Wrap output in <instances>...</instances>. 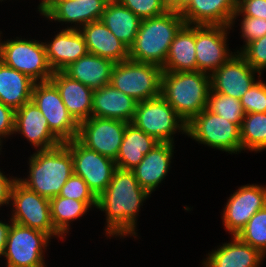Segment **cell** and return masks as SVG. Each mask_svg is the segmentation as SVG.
Returning a JSON list of instances; mask_svg holds the SVG:
<instances>
[{"label": "cell", "instance_id": "obj_7", "mask_svg": "<svg viewBox=\"0 0 266 267\" xmlns=\"http://www.w3.org/2000/svg\"><path fill=\"white\" fill-rule=\"evenodd\" d=\"M0 52L4 65L23 73L35 83L50 81L53 70L49 66L43 42L19 37L11 41L0 40Z\"/></svg>", "mask_w": 266, "mask_h": 267}, {"label": "cell", "instance_id": "obj_23", "mask_svg": "<svg viewBox=\"0 0 266 267\" xmlns=\"http://www.w3.org/2000/svg\"><path fill=\"white\" fill-rule=\"evenodd\" d=\"M84 37L88 53L119 63L129 59V48L99 20L79 29Z\"/></svg>", "mask_w": 266, "mask_h": 267}, {"label": "cell", "instance_id": "obj_26", "mask_svg": "<svg viewBox=\"0 0 266 267\" xmlns=\"http://www.w3.org/2000/svg\"><path fill=\"white\" fill-rule=\"evenodd\" d=\"M114 62L110 59L87 53L66 67L63 72L92 90L109 85Z\"/></svg>", "mask_w": 266, "mask_h": 267}, {"label": "cell", "instance_id": "obj_28", "mask_svg": "<svg viewBox=\"0 0 266 267\" xmlns=\"http://www.w3.org/2000/svg\"><path fill=\"white\" fill-rule=\"evenodd\" d=\"M195 25H184L174 37L162 71H197Z\"/></svg>", "mask_w": 266, "mask_h": 267}, {"label": "cell", "instance_id": "obj_31", "mask_svg": "<svg viewBox=\"0 0 266 267\" xmlns=\"http://www.w3.org/2000/svg\"><path fill=\"white\" fill-rule=\"evenodd\" d=\"M97 208V201H79L71 198L56 196L50 199V212L53 227L63 237L68 233L70 223Z\"/></svg>", "mask_w": 266, "mask_h": 267}, {"label": "cell", "instance_id": "obj_24", "mask_svg": "<svg viewBox=\"0 0 266 267\" xmlns=\"http://www.w3.org/2000/svg\"><path fill=\"white\" fill-rule=\"evenodd\" d=\"M237 0H192L181 13L186 25H222L230 27Z\"/></svg>", "mask_w": 266, "mask_h": 267}, {"label": "cell", "instance_id": "obj_6", "mask_svg": "<svg viewBox=\"0 0 266 267\" xmlns=\"http://www.w3.org/2000/svg\"><path fill=\"white\" fill-rule=\"evenodd\" d=\"M132 124L160 143L174 144L172 135L178 130L187 134L186 122L161 95L137 102Z\"/></svg>", "mask_w": 266, "mask_h": 267}, {"label": "cell", "instance_id": "obj_21", "mask_svg": "<svg viewBox=\"0 0 266 267\" xmlns=\"http://www.w3.org/2000/svg\"><path fill=\"white\" fill-rule=\"evenodd\" d=\"M174 149L173 143H159L131 170L138 184L150 194L167 176Z\"/></svg>", "mask_w": 266, "mask_h": 267}, {"label": "cell", "instance_id": "obj_19", "mask_svg": "<svg viewBox=\"0 0 266 267\" xmlns=\"http://www.w3.org/2000/svg\"><path fill=\"white\" fill-rule=\"evenodd\" d=\"M43 43L49 66L53 72L63 71L88 53L84 37L79 29H62L51 42Z\"/></svg>", "mask_w": 266, "mask_h": 267}, {"label": "cell", "instance_id": "obj_40", "mask_svg": "<svg viewBox=\"0 0 266 267\" xmlns=\"http://www.w3.org/2000/svg\"><path fill=\"white\" fill-rule=\"evenodd\" d=\"M239 15L266 19V0H237V10L230 27L234 26Z\"/></svg>", "mask_w": 266, "mask_h": 267}, {"label": "cell", "instance_id": "obj_2", "mask_svg": "<svg viewBox=\"0 0 266 267\" xmlns=\"http://www.w3.org/2000/svg\"><path fill=\"white\" fill-rule=\"evenodd\" d=\"M184 25L181 14L171 10L141 20L136 38L129 47V60L162 68L174 37Z\"/></svg>", "mask_w": 266, "mask_h": 267}, {"label": "cell", "instance_id": "obj_25", "mask_svg": "<svg viewBox=\"0 0 266 267\" xmlns=\"http://www.w3.org/2000/svg\"><path fill=\"white\" fill-rule=\"evenodd\" d=\"M265 257L259 250L232 236V241L208 253L204 267H259Z\"/></svg>", "mask_w": 266, "mask_h": 267}, {"label": "cell", "instance_id": "obj_18", "mask_svg": "<svg viewBox=\"0 0 266 267\" xmlns=\"http://www.w3.org/2000/svg\"><path fill=\"white\" fill-rule=\"evenodd\" d=\"M110 0H56L43 14L50 21L75 24L67 29H80L88 23L101 20ZM79 25V26H78ZM78 26V27H77Z\"/></svg>", "mask_w": 266, "mask_h": 267}, {"label": "cell", "instance_id": "obj_37", "mask_svg": "<svg viewBox=\"0 0 266 267\" xmlns=\"http://www.w3.org/2000/svg\"><path fill=\"white\" fill-rule=\"evenodd\" d=\"M239 53L261 74L266 69V35L248 43Z\"/></svg>", "mask_w": 266, "mask_h": 267}, {"label": "cell", "instance_id": "obj_3", "mask_svg": "<svg viewBox=\"0 0 266 267\" xmlns=\"http://www.w3.org/2000/svg\"><path fill=\"white\" fill-rule=\"evenodd\" d=\"M210 75L200 71H162L160 95L188 124L207 108Z\"/></svg>", "mask_w": 266, "mask_h": 267}, {"label": "cell", "instance_id": "obj_42", "mask_svg": "<svg viewBox=\"0 0 266 267\" xmlns=\"http://www.w3.org/2000/svg\"><path fill=\"white\" fill-rule=\"evenodd\" d=\"M17 179V177L7 178L6 175L0 171V207L10 203L11 190Z\"/></svg>", "mask_w": 266, "mask_h": 267}, {"label": "cell", "instance_id": "obj_47", "mask_svg": "<svg viewBox=\"0 0 266 267\" xmlns=\"http://www.w3.org/2000/svg\"><path fill=\"white\" fill-rule=\"evenodd\" d=\"M3 139L0 138V151H1V146H2V141Z\"/></svg>", "mask_w": 266, "mask_h": 267}, {"label": "cell", "instance_id": "obj_12", "mask_svg": "<svg viewBox=\"0 0 266 267\" xmlns=\"http://www.w3.org/2000/svg\"><path fill=\"white\" fill-rule=\"evenodd\" d=\"M63 144L72 155L73 174L81 177L98 197L108 187L117 169L115 160L86 148L77 139Z\"/></svg>", "mask_w": 266, "mask_h": 267}, {"label": "cell", "instance_id": "obj_36", "mask_svg": "<svg viewBox=\"0 0 266 267\" xmlns=\"http://www.w3.org/2000/svg\"><path fill=\"white\" fill-rule=\"evenodd\" d=\"M241 105L248 113H266V83L258 78L241 97Z\"/></svg>", "mask_w": 266, "mask_h": 267}, {"label": "cell", "instance_id": "obj_34", "mask_svg": "<svg viewBox=\"0 0 266 267\" xmlns=\"http://www.w3.org/2000/svg\"><path fill=\"white\" fill-rule=\"evenodd\" d=\"M237 237L266 255V206L249 219Z\"/></svg>", "mask_w": 266, "mask_h": 267}, {"label": "cell", "instance_id": "obj_8", "mask_svg": "<svg viewBox=\"0 0 266 267\" xmlns=\"http://www.w3.org/2000/svg\"><path fill=\"white\" fill-rule=\"evenodd\" d=\"M186 135L201 144L229 154L242 151L240 127L207 108L187 124Z\"/></svg>", "mask_w": 266, "mask_h": 267}, {"label": "cell", "instance_id": "obj_20", "mask_svg": "<svg viewBox=\"0 0 266 267\" xmlns=\"http://www.w3.org/2000/svg\"><path fill=\"white\" fill-rule=\"evenodd\" d=\"M50 81L58 89L68 113L79 124L92 116L93 90L63 71L53 72Z\"/></svg>", "mask_w": 266, "mask_h": 267}, {"label": "cell", "instance_id": "obj_45", "mask_svg": "<svg viewBox=\"0 0 266 267\" xmlns=\"http://www.w3.org/2000/svg\"><path fill=\"white\" fill-rule=\"evenodd\" d=\"M56 0H42L38 5V11L42 15Z\"/></svg>", "mask_w": 266, "mask_h": 267}, {"label": "cell", "instance_id": "obj_29", "mask_svg": "<svg viewBox=\"0 0 266 267\" xmlns=\"http://www.w3.org/2000/svg\"><path fill=\"white\" fill-rule=\"evenodd\" d=\"M34 84L23 73L3 63L0 66V102L14 111L31 101Z\"/></svg>", "mask_w": 266, "mask_h": 267}, {"label": "cell", "instance_id": "obj_30", "mask_svg": "<svg viewBox=\"0 0 266 267\" xmlns=\"http://www.w3.org/2000/svg\"><path fill=\"white\" fill-rule=\"evenodd\" d=\"M101 21L128 48L133 44L141 19L117 0H110Z\"/></svg>", "mask_w": 266, "mask_h": 267}, {"label": "cell", "instance_id": "obj_46", "mask_svg": "<svg viewBox=\"0 0 266 267\" xmlns=\"http://www.w3.org/2000/svg\"><path fill=\"white\" fill-rule=\"evenodd\" d=\"M3 61H2V54L0 52V66L2 65Z\"/></svg>", "mask_w": 266, "mask_h": 267}, {"label": "cell", "instance_id": "obj_4", "mask_svg": "<svg viewBox=\"0 0 266 267\" xmlns=\"http://www.w3.org/2000/svg\"><path fill=\"white\" fill-rule=\"evenodd\" d=\"M73 174V160L69 149L62 143L56 148L36 151L29 157V175L18 180L40 196L51 199L60 194Z\"/></svg>", "mask_w": 266, "mask_h": 267}, {"label": "cell", "instance_id": "obj_43", "mask_svg": "<svg viewBox=\"0 0 266 267\" xmlns=\"http://www.w3.org/2000/svg\"><path fill=\"white\" fill-rule=\"evenodd\" d=\"M192 0H166L168 10L182 13L190 4Z\"/></svg>", "mask_w": 266, "mask_h": 267}, {"label": "cell", "instance_id": "obj_32", "mask_svg": "<svg viewBox=\"0 0 266 267\" xmlns=\"http://www.w3.org/2000/svg\"><path fill=\"white\" fill-rule=\"evenodd\" d=\"M240 131L242 150L266 149V113L245 114Z\"/></svg>", "mask_w": 266, "mask_h": 267}, {"label": "cell", "instance_id": "obj_5", "mask_svg": "<svg viewBox=\"0 0 266 267\" xmlns=\"http://www.w3.org/2000/svg\"><path fill=\"white\" fill-rule=\"evenodd\" d=\"M161 75L160 66L128 59L114 64L109 84L141 102L160 96Z\"/></svg>", "mask_w": 266, "mask_h": 267}, {"label": "cell", "instance_id": "obj_11", "mask_svg": "<svg viewBox=\"0 0 266 267\" xmlns=\"http://www.w3.org/2000/svg\"><path fill=\"white\" fill-rule=\"evenodd\" d=\"M31 101L47 119L49 129L63 143L77 139L79 124L68 113L58 89L51 81L35 83Z\"/></svg>", "mask_w": 266, "mask_h": 267}, {"label": "cell", "instance_id": "obj_44", "mask_svg": "<svg viewBox=\"0 0 266 267\" xmlns=\"http://www.w3.org/2000/svg\"><path fill=\"white\" fill-rule=\"evenodd\" d=\"M10 228V224L0 221V257H4L5 252V245H6V239L8 235V231Z\"/></svg>", "mask_w": 266, "mask_h": 267}, {"label": "cell", "instance_id": "obj_38", "mask_svg": "<svg viewBox=\"0 0 266 267\" xmlns=\"http://www.w3.org/2000/svg\"><path fill=\"white\" fill-rule=\"evenodd\" d=\"M59 196L79 201H97V197L90 190L87 183L75 174H72L64 184Z\"/></svg>", "mask_w": 266, "mask_h": 267}, {"label": "cell", "instance_id": "obj_17", "mask_svg": "<svg viewBox=\"0 0 266 267\" xmlns=\"http://www.w3.org/2000/svg\"><path fill=\"white\" fill-rule=\"evenodd\" d=\"M14 133L23 135L38 151L56 148L63 143L49 129L47 119L32 101L15 111Z\"/></svg>", "mask_w": 266, "mask_h": 267}, {"label": "cell", "instance_id": "obj_16", "mask_svg": "<svg viewBox=\"0 0 266 267\" xmlns=\"http://www.w3.org/2000/svg\"><path fill=\"white\" fill-rule=\"evenodd\" d=\"M236 53L210 75V86L214 92L240 100L256 82L255 74L259 78L262 74L246 62L239 50Z\"/></svg>", "mask_w": 266, "mask_h": 267}, {"label": "cell", "instance_id": "obj_13", "mask_svg": "<svg viewBox=\"0 0 266 267\" xmlns=\"http://www.w3.org/2000/svg\"><path fill=\"white\" fill-rule=\"evenodd\" d=\"M127 122L91 116L79 123L77 140L86 148L116 159Z\"/></svg>", "mask_w": 266, "mask_h": 267}, {"label": "cell", "instance_id": "obj_27", "mask_svg": "<svg viewBox=\"0 0 266 267\" xmlns=\"http://www.w3.org/2000/svg\"><path fill=\"white\" fill-rule=\"evenodd\" d=\"M154 137L138 129L134 124L127 123L122 143L115 164L118 169L132 170L157 144Z\"/></svg>", "mask_w": 266, "mask_h": 267}, {"label": "cell", "instance_id": "obj_39", "mask_svg": "<svg viewBox=\"0 0 266 267\" xmlns=\"http://www.w3.org/2000/svg\"><path fill=\"white\" fill-rule=\"evenodd\" d=\"M241 21V38L243 37L245 45L266 35V19L243 16Z\"/></svg>", "mask_w": 266, "mask_h": 267}, {"label": "cell", "instance_id": "obj_15", "mask_svg": "<svg viewBox=\"0 0 266 267\" xmlns=\"http://www.w3.org/2000/svg\"><path fill=\"white\" fill-rule=\"evenodd\" d=\"M266 206V187L243 185L236 190L223 208V226L232 236H237L249 219Z\"/></svg>", "mask_w": 266, "mask_h": 267}, {"label": "cell", "instance_id": "obj_1", "mask_svg": "<svg viewBox=\"0 0 266 267\" xmlns=\"http://www.w3.org/2000/svg\"><path fill=\"white\" fill-rule=\"evenodd\" d=\"M149 195L132 171L117 168L108 187L97 197V209L106 213L107 237L135 235L136 238L138 212Z\"/></svg>", "mask_w": 266, "mask_h": 267}, {"label": "cell", "instance_id": "obj_41", "mask_svg": "<svg viewBox=\"0 0 266 267\" xmlns=\"http://www.w3.org/2000/svg\"><path fill=\"white\" fill-rule=\"evenodd\" d=\"M15 111L0 102V138L14 134Z\"/></svg>", "mask_w": 266, "mask_h": 267}, {"label": "cell", "instance_id": "obj_9", "mask_svg": "<svg viewBox=\"0 0 266 267\" xmlns=\"http://www.w3.org/2000/svg\"><path fill=\"white\" fill-rule=\"evenodd\" d=\"M50 239L43 231L11 221L4 252L7 267H45L43 252Z\"/></svg>", "mask_w": 266, "mask_h": 267}, {"label": "cell", "instance_id": "obj_22", "mask_svg": "<svg viewBox=\"0 0 266 267\" xmlns=\"http://www.w3.org/2000/svg\"><path fill=\"white\" fill-rule=\"evenodd\" d=\"M137 101L110 84L93 90L92 116L132 123Z\"/></svg>", "mask_w": 266, "mask_h": 267}, {"label": "cell", "instance_id": "obj_14", "mask_svg": "<svg viewBox=\"0 0 266 267\" xmlns=\"http://www.w3.org/2000/svg\"><path fill=\"white\" fill-rule=\"evenodd\" d=\"M230 29L222 25H195L197 71L211 75L234 55L226 43Z\"/></svg>", "mask_w": 266, "mask_h": 267}, {"label": "cell", "instance_id": "obj_35", "mask_svg": "<svg viewBox=\"0 0 266 267\" xmlns=\"http://www.w3.org/2000/svg\"><path fill=\"white\" fill-rule=\"evenodd\" d=\"M141 20L160 16L168 11L166 0H117Z\"/></svg>", "mask_w": 266, "mask_h": 267}, {"label": "cell", "instance_id": "obj_33", "mask_svg": "<svg viewBox=\"0 0 266 267\" xmlns=\"http://www.w3.org/2000/svg\"><path fill=\"white\" fill-rule=\"evenodd\" d=\"M207 109L241 128L245 111L239 99L214 92L210 88Z\"/></svg>", "mask_w": 266, "mask_h": 267}, {"label": "cell", "instance_id": "obj_10", "mask_svg": "<svg viewBox=\"0 0 266 267\" xmlns=\"http://www.w3.org/2000/svg\"><path fill=\"white\" fill-rule=\"evenodd\" d=\"M12 222L47 233L51 238L64 239L53 227L50 199L40 196L23 185L18 179L11 190Z\"/></svg>", "mask_w": 266, "mask_h": 267}]
</instances>
